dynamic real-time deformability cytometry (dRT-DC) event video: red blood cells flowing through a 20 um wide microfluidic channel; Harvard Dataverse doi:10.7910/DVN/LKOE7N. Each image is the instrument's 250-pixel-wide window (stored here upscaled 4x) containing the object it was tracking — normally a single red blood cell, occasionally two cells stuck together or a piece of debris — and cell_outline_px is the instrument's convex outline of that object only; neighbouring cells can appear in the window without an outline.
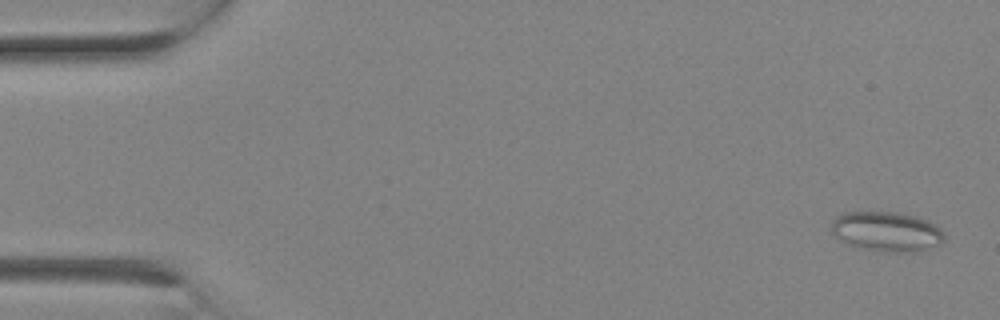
{"species": "Egyptian fruit bat (a non-hibernating species)", "species_latin": "Rousettus aegyptiacus", "temperature_condition": "room temperature", "stored_images_in_passage": 4, "camera_frame_rate_fps": 3000, "um_per_image_px": 0.085, "animal": {"sex": "female"}, "frame": {"image": 1, "passage_image": 1, "time_ms": 0.0, "image_size_px": [1000, 320], "cell_outline_px": [[944, 240], [940, 244], [924, 248], [900, 252], [888, 252], [848, 244], [832, 236], [832, 220], [836, 216], [844, 212], [896, 212], [920, 216], [936, 224], [944, 232]], "centroid_in_image_um": [75.36, 19.64], "position_along_channel_um": 9.6, "area_um2": 26.01}}